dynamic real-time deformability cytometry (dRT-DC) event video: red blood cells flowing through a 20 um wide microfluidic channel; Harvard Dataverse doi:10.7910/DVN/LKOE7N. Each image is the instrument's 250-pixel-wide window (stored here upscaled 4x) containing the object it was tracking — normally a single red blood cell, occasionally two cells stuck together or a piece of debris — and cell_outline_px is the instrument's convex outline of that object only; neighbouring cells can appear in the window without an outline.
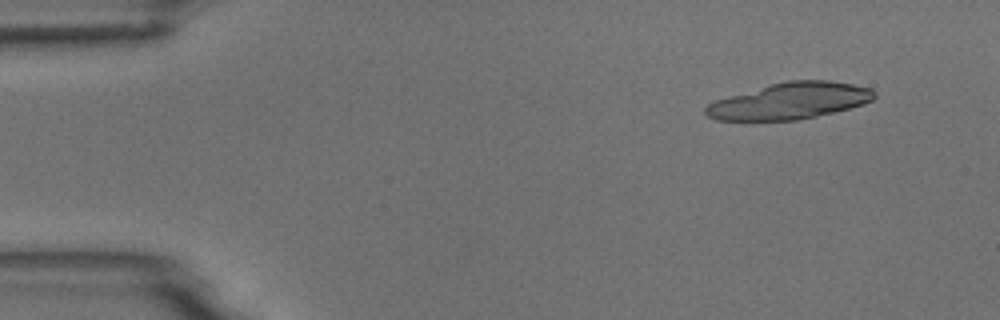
{"species": "common noctule bat (a hibernating species)", "species_latin": "Nyctalus noctula", "temperature_condition": "room temperature", "stored_images_in_passage": 3, "camera_frame_rate_fps": 3000, "um_per_image_px": 0.085, "animal": {"sex": "male", "body_mass_g": 18.8}, "frame": {"image": 1, "passage_image": 3, "time_ms": 3.0, "image_size_px": [1000, 320], "cell_outline_px": [[876, 96], [872, 100], [864, 104], [816, 116], [796, 120], [716, 120], [708, 116], [704, 112], [704, 108], [708, 104], [716, 100], [772, 84], [788, 80], [828, 80], [852, 84], [872, 88], [876, 92]], "centroid_in_image_um": [67.16, 8.58], "position_along_channel_um": 17.8, "area_um2": 35.37}}